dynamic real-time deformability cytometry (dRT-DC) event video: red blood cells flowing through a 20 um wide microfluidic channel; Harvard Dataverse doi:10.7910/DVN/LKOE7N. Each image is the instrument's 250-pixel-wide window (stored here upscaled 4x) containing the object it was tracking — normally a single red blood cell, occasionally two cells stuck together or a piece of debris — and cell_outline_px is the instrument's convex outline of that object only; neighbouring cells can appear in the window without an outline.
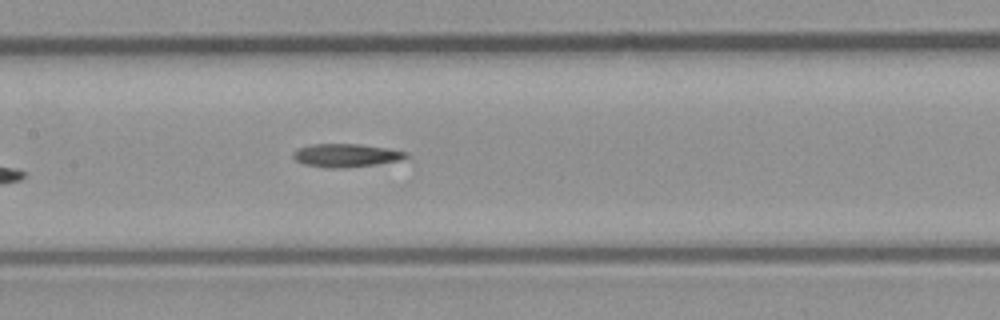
{"species": "common noctule bat (a hibernating species)", "species_latin": "Nyctalus noctula", "temperature_condition": "room temperature", "stored_images_in_passage": 8, "camera_frame_rate_fps": 3000, "um_per_image_px": 0.085, "animal": {"sex": "male", "body_mass_g": 23.1, "forearm_length_mm": 52.7}, "frame": {"image": 1, "passage_image": 8, "time_ms": 2.333, "image_size_px": [1000, 320], "cell_outline_px": [[408, 156], [396, 160], [376, 164], [344, 168], [324, 168], [304, 164], [296, 160], [292, 156], [292, 152], [296, 148], [312, 144], [360, 144], [388, 148], [408, 152]], "centroid_in_image_um": [29.35, 13.2], "position_along_channel_um": 178.1, "area_um2": 15.32}}